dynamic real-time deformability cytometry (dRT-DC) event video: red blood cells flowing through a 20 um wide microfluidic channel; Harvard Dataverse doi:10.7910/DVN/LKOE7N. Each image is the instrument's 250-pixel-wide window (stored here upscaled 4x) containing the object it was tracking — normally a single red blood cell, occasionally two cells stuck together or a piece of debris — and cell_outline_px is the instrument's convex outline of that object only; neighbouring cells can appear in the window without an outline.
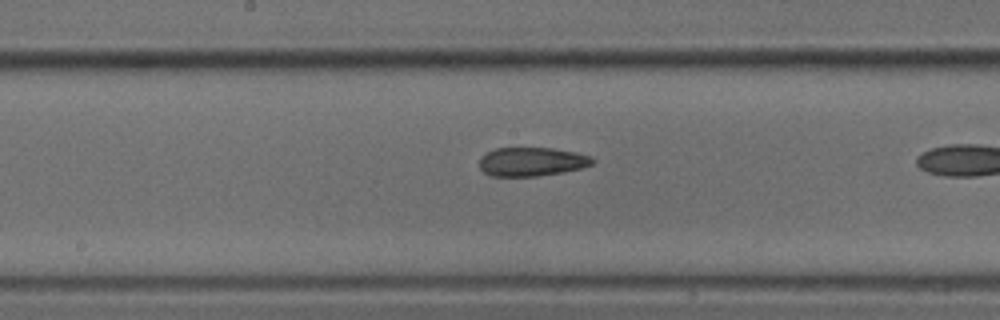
{"species": "common noctule bat (a hibernating species)", "species_latin": "Nyctalus noctula", "temperature_condition": "cold", "stored_images_in_passage": 29, "camera_frame_rate_fps": 3000, "um_per_image_px": 0.085, "animal": {"sex": "male", "body_mass_g": 18.8}, "frame": {"image": 1, "passage_image": 21, "time_ms": 6.667, "image_size_px": [1000, 320], "cell_outline_px": [[596, 160], [592, 164], [580, 168], [560, 172], [536, 176], [492, 176], [484, 172], [480, 168], [480, 156], [496, 148], [552, 148], [576, 152], [592, 156]], "centroid_in_image_um": [45.2, 13.73], "position_along_channel_um": 203.0, "area_um2": 18.9}}